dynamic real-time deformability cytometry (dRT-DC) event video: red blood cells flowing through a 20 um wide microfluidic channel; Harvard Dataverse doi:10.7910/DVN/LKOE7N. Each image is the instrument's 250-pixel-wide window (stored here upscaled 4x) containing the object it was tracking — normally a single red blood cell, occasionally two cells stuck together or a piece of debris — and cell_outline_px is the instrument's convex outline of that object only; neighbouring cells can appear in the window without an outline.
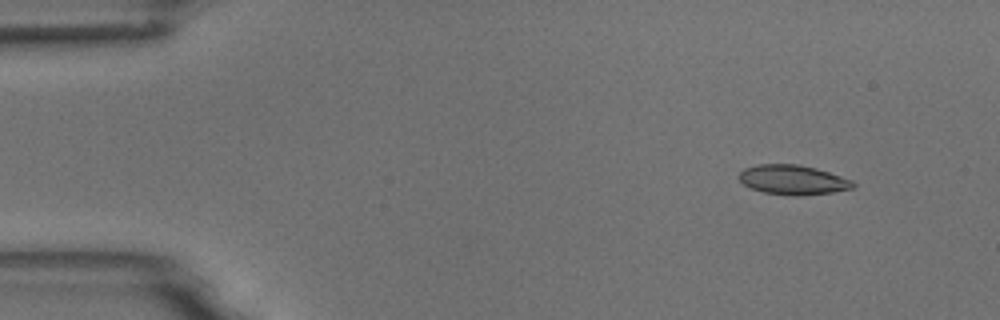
{"species": "common noctule bat (a hibernating species)", "species_latin": "Nyctalus noctula", "temperature_condition": "room temperature", "stored_images_in_passage": 4, "camera_frame_rate_fps": 3000, "um_per_image_px": 0.085, "animal": {"sex": "male", "body_mass_g": 18.8}, "frame": {"image": 1, "passage_image": 1, "time_ms": 0.0, "image_size_px": [1000, 320], "cell_outline_px": [[856, 184], [852, 188], [832, 192], [804, 196], [796, 196], [764, 192], [752, 188], [744, 184], [736, 176], [744, 168], [756, 164], [800, 164], [816, 168], [852, 180]], "centroid_in_image_um": [67.38, 15.28], "position_along_channel_um": 17.6, "area_um2": 19.71}}
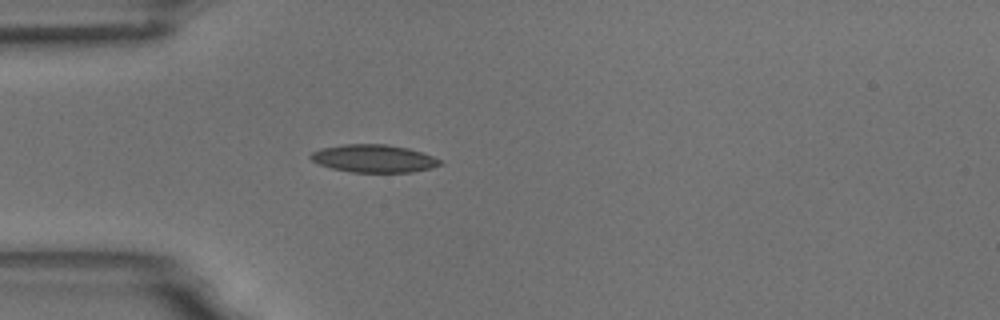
{"frame": {"image": 2, "passage_image": 4, "time_ms": 3.333, "image_size_px": [1000, 320], "cell_outline_px": [[444, 164], [432, 168], [412, 172], [352, 172], [332, 168], [320, 164], [312, 160], [308, 156], [312, 152], [320, 148], [344, 144], [384, 144], [408, 148], [444, 160]], "centroid_in_image_um": [31.8, 13.47], "position_along_channel_um": 53.2, "area_um2": 20.98}}